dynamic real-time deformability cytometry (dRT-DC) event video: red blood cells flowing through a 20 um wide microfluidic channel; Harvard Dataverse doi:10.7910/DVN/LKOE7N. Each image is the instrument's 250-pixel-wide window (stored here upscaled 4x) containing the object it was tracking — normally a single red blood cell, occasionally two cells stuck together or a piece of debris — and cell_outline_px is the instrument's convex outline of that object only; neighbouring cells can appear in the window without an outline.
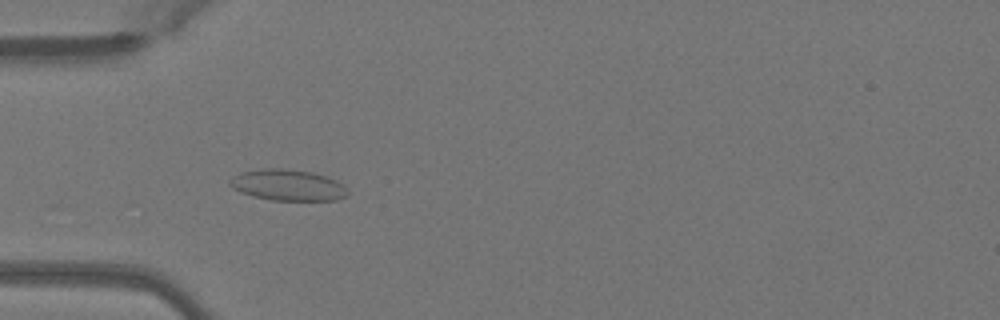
{"species": "Egyptian fruit bat (a non-hibernating species)", "species_latin": "Rousettus aegyptiacus", "temperature_condition": "warm", "stored_images_in_passage": 51, "camera_frame_rate_fps": 3000, "um_per_image_px": 0.085, "animal": {"sex": "female"}, "frame": {"image": 1, "passage_image": 16, "time_ms": 5.0, "image_size_px": [1000, 320], "cell_outline_px": [[348, 192], [344, 196], [336, 200], [272, 200], [252, 196], [240, 192], [232, 188], [228, 184], [228, 180], [232, 176], [240, 172], [264, 168], [280, 168], [312, 172], [336, 180], [348, 188]], "centroid_in_image_um": [24.41, 15.73], "position_along_channel_um": 60.6, "area_um2": 21.44}}
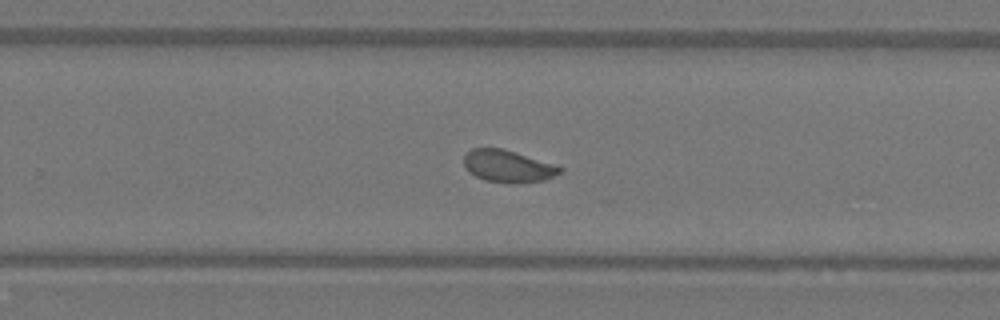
{"frame": {"image": 2, "passage_image": 33, "time_ms": 10.667, "image_size_px": [1000, 320], "cell_outline_px": [[564, 168], [560, 172], [544, 180], [512, 184], [508, 184], [484, 180], [468, 172], [464, 164], [464, 156], [472, 148], [500, 148], [552, 164]], "centroid_in_image_um": [43.12, 14.15], "position_along_channel_um": 286.7, "area_um2": 17.69}}
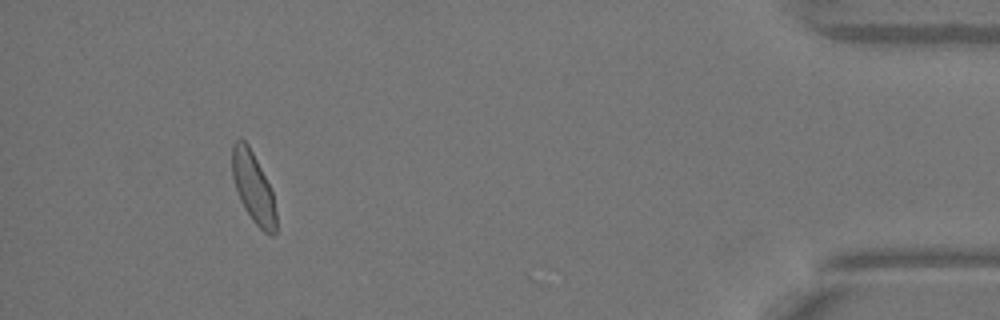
{"frame": {"image": 3, "passage_image": 47, "time_ms": 15.333, "image_size_px": [1000, 320], "cell_outline_px": [[276, 232], [272, 236], [264, 232], [252, 220], [244, 208], [240, 200], [232, 176], [232, 144], [236, 140], [244, 140], [248, 144], [272, 192], [276, 212]], "centroid_in_image_um": [21.52, 15.97], "position_along_channel_um": 413.7, "area_um2": 17.74}, "authors_computed_cell_mechanics": {"area_um2": 18.5538, "velocity_mm_per_s": 4.0341, "shape_relaxation_time_tau1_ms": 5.7466, "shape_relaxation_time_tau2_ms": 0.7659, "deformation_change_tau1": 0.1152, "deformation_change_tau2": 0.0391}}